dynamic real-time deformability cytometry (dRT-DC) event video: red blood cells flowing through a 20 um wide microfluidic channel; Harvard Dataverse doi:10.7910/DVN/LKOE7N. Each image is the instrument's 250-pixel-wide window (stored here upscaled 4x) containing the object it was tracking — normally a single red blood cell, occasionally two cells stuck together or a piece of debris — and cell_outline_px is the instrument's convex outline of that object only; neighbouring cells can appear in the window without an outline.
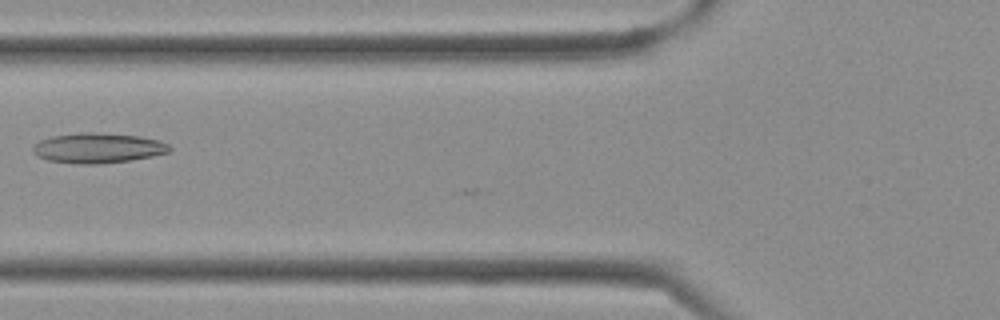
{"species": "Egyptian fruit bat (a non-hibernating species)", "species_latin": "Rousettus aegyptiacus", "temperature_condition": "cold", "stored_images_in_passage": 30, "camera_frame_rate_fps": 3000, "um_per_image_px": 0.085, "frame": {"image": 1, "passage_image": 15, "time_ms": 4.667, "image_size_px": [1000, 320], "cell_outline_px": [[172, 148], [168, 152], [152, 156], [128, 160], [100, 164], [76, 164], [48, 160], [36, 156], [32, 152], [32, 148], [40, 140], [52, 136], [80, 132], [96, 132], [140, 136], [160, 140], [168, 144]], "centroid_in_image_um": [8.31, 12.57], "position_along_channel_um": 117.5, "area_um2": 24.04}}
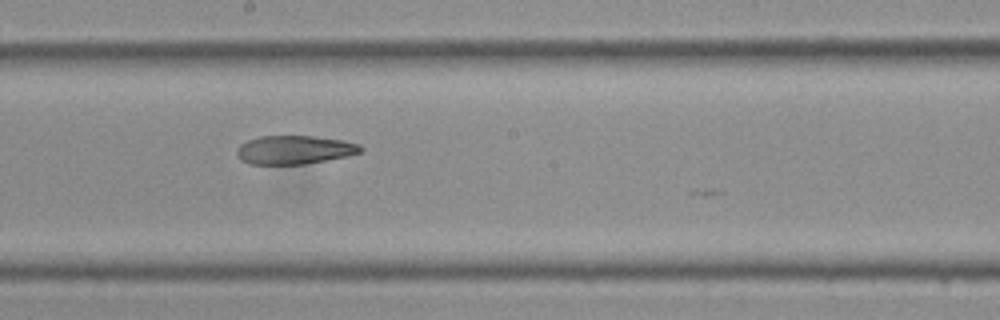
{"frame": {"image": 2, "passage_image": 21, "time_ms": 6.667, "image_size_px": [1000, 320], "cell_outline_px": [[364, 148], [360, 152], [348, 156], [304, 164], [248, 164], [240, 160], [236, 152], [240, 144], [248, 140], [260, 136], [312, 136], [344, 140], [360, 144]], "centroid_in_image_um": [25.03, 12.73], "position_along_channel_um": 223.2, "area_um2": 20.69}}
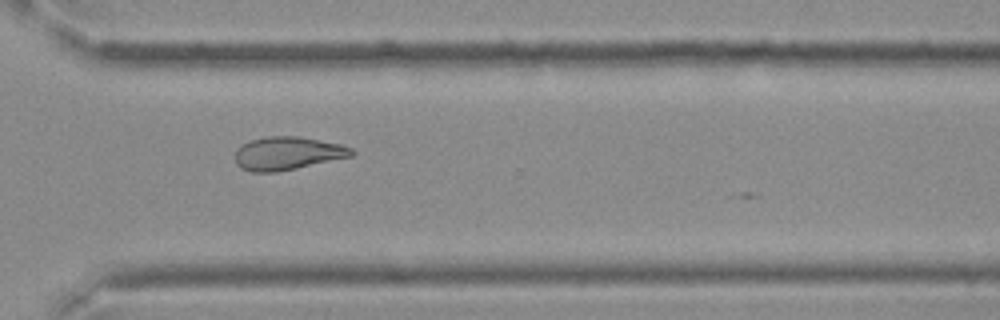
{"frame": {"image": 3, "passage_image": 28, "time_ms": 9.0, "image_size_px": [1000, 320], "cell_outline_px": [[356, 152], [352, 156], [296, 168], [276, 172], [252, 172], [240, 168], [236, 164], [236, 152], [240, 144], [248, 140], [268, 136], [300, 136], [340, 144], [352, 148]], "centroid_in_image_um": [24.42, 13.02], "position_along_channel_um": 346.2, "area_um2": 22.6}}